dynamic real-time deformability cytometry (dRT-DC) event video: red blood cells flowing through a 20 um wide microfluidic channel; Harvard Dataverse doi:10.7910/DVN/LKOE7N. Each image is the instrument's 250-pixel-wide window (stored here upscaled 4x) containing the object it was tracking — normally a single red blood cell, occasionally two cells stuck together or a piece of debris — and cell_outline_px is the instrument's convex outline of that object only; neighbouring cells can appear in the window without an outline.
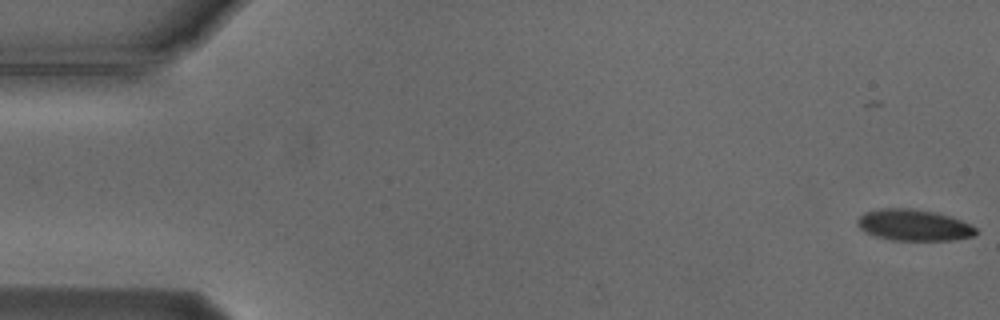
{"species": "Egyptian fruit bat (a non-hibernating species)", "species_latin": "Rousettus aegyptiacus", "temperature_condition": "cold", "stored_images_in_passage": 44, "camera_frame_rate_fps": 3000, "um_per_image_px": 0.085, "animal": {"sex": "male"}, "frame": {"image": 1, "passage_image": 1, "time_ms": 0.0, "image_size_px": [1000, 320], "cell_outline_px": [[980, 232], [972, 236], [952, 240], [892, 240], [876, 236], [860, 228], [856, 224], [856, 220], [864, 212], [880, 208], [912, 208], [936, 212], [952, 216], [972, 224]], "centroid_in_image_um": [77.71, 19.12], "position_along_channel_um": 7.3, "area_um2": 21.85}}
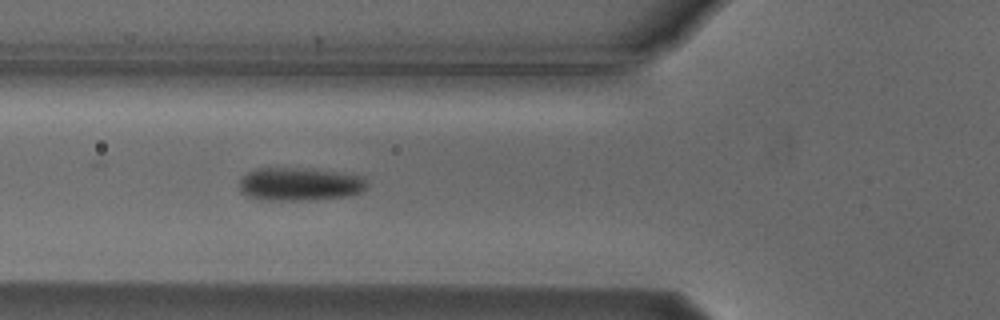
{"frame": {"image": 2, "passage_image": 20, "time_ms": 6.333, "image_size_px": [1000, 320], "cell_outline_px": [[368, 184], [360, 192], [348, 196], [308, 200], [260, 200], [244, 196], [240, 192], [240, 180], [248, 172], [256, 168], [296, 168], [336, 172], [360, 176]], "centroid_in_image_um": [25.4, 15.67], "position_along_channel_um": 100.4, "area_um2": 24.51}}
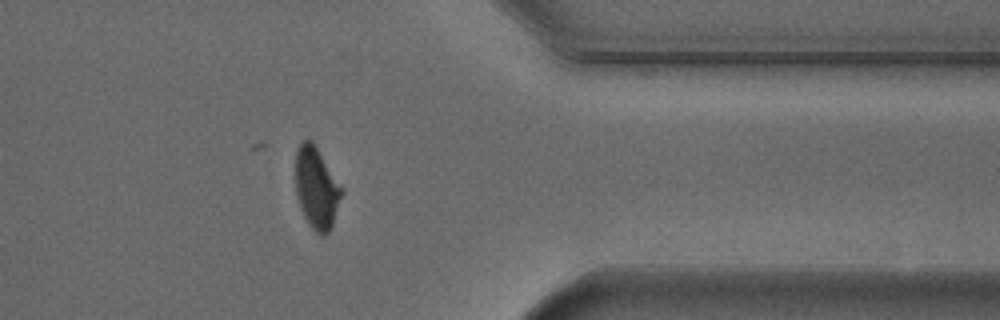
{"frame": {"image": 3, "passage_image": 44, "time_ms": 14.333, "image_size_px": [1000, 320], "cell_outline_px": [[344, 192], [332, 224], [328, 232], [324, 236], [320, 236], [308, 224], [300, 208], [296, 196], [296, 148], [308, 136], [312, 140], [344, 188]], "centroid_in_image_um": [26.91, 15.96], "position_along_channel_um": 384.5, "area_um2": 22.25}, "authors_computed_cell_mechanics": {"area_um2": 23.9292, "velocity_mm_per_s": 3.7438, "shape_relaxation_time_tau1_ms": 3.7131, "shape_relaxation_time_tau2_ms": null, "deformation_change_tau1": 0.1249, "deformation_change_tau2": null}}